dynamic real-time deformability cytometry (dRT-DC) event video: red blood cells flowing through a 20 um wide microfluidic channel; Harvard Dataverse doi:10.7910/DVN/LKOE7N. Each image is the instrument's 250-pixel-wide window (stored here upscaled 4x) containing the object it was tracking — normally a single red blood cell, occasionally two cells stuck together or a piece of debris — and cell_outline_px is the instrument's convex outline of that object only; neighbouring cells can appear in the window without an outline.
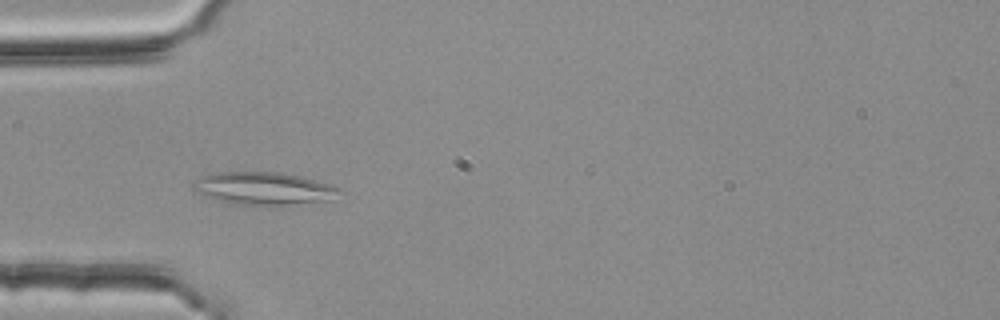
{"species": "common noctule bat (a hibernating species)", "species_latin": "Nyctalus noctula", "temperature_condition": "room temperature", "stored_images_in_passage": 38, "camera_frame_rate_fps": 3000, "um_per_image_px": 0.085, "animal": {"sex": "female", "body_mass_g": 25.1}, "frame": {"image": 1, "passage_image": 3, "time_ms": 0.667, "image_size_px": [1000, 320], "cell_outline_px": [[344, 192], [332, 200], [272, 208], [240, 204], [192, 192], [192, 184], [204, 176], [216, 172], [280, 172], [300, 176], [332, 184], [340, 188]], "centroid_in_image_um": [22.54, 16.05], "position_along_channel_um": 62.5, "area_um2": 28.5}}
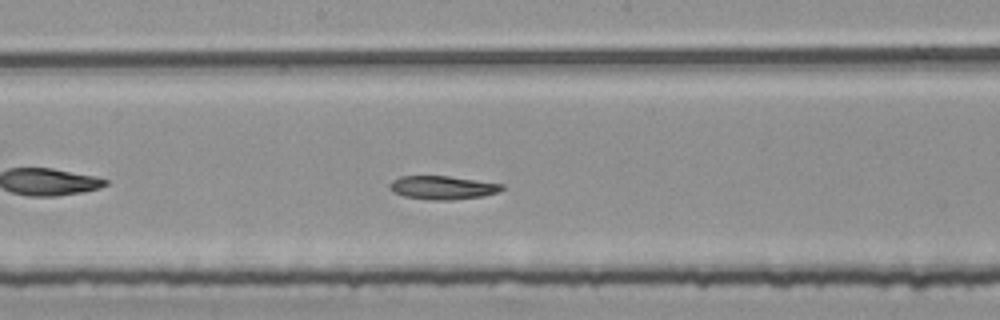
{"frame": {"image": 2, "passage_image": 15, "time_ms": 4.667, "image_size_px": [1000, 320], "cell_outline_px": [[504, 188], [496, 192], [484, 196], [452, 200], [432, 200], [404, 196], [392, 192], [388, 188], [388, 184], [392, 180], [400, 176], [448, 176], [504, 184]], "centroid_in_image_um": [37.58, 15.94], "position_along_channel_um": 210.6, "area_um2": 15.43}}
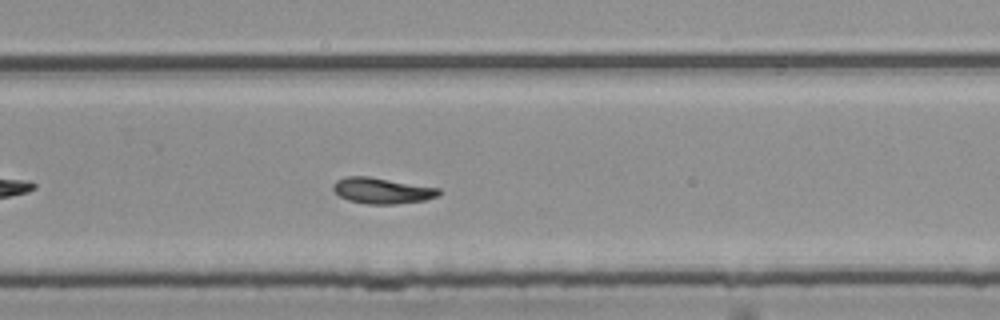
{"frame": {"image": 3, "passage_image": 22, "time_ms": 7.0, "image_size_px": [1000, 320], "cell_outline_px": [[440, 196], [424, 200], [396, 204], [368, 204], [348, 200], [340, 196], [332, 188], [332, 184], [336, 180], [344, 176], [368, 176], [440, 188]], "centroid_in_image_um": [32.47, 16.2], "position_along_channel_um": 297.3, "area_um2": 16.01}}